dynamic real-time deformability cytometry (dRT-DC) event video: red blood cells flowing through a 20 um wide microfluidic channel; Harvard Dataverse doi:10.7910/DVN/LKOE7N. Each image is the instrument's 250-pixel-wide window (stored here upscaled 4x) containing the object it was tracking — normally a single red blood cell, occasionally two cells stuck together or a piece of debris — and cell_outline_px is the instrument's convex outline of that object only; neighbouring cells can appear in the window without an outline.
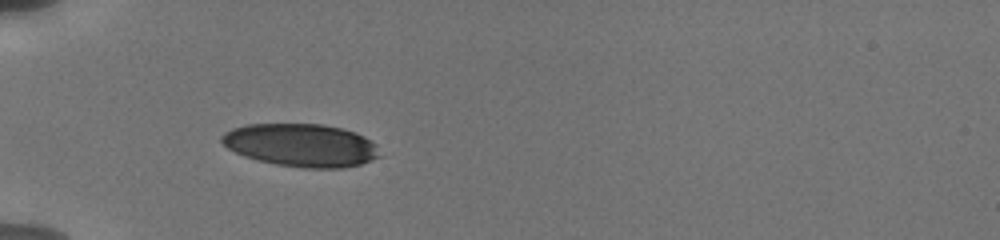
{"species": "human", "species_latin": "Homo sapiens", "temperature_condition": "cold", "stored_images_in_passage": 29, "camera_frame_rate_fps": 3000, "um_per_image_px": 0.085, "donor": {"sex": "male"}, "frame": {"image": 1, "passage_image": 1, "time_ms": 0.0, "image_size_px": [1000, 240], "cell_outline_px": [[380, 156], [372, 160], [360, 164], [344, 168], [304, 168], [276, 164], [244, 156], [228, 148], [220, 140], [220, 136], [224, 132], [232, 128], [244, 124], [324, 124], [356, 132], [364, 136], [376, 144]], "centroid_in_image_um": [25.6, 12.33], "position_along_channel_um": 59.4, "area_um2": 39.59}}
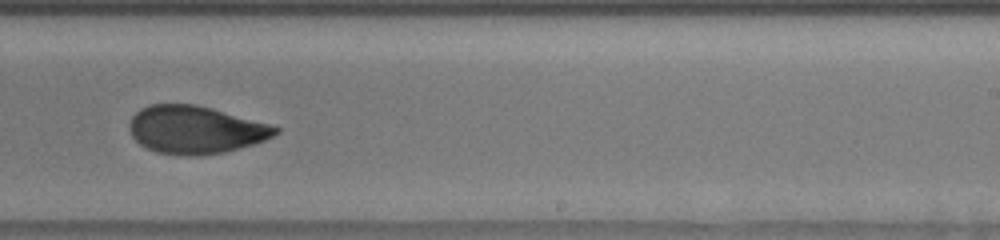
{"frame": {"image": 2, "passage_image": 15, "time_ms": 6.0, "image_size_px": [1000, 240], "cell_outline_px": [[280, 132], [264, 140], [252, 144], [224, 152], [200, 156], [188, 156], [156, 152], [140, 144], [132, 136], [128, 124], [132, 116], [140, 108], [148, 104], [196, 104], [212, 108], [268, 124], [280, 128]], "centroid_in_image_um": [16.58, 11.02], "position_along_channel_um": 272.4, "area_um2": 40.52}}
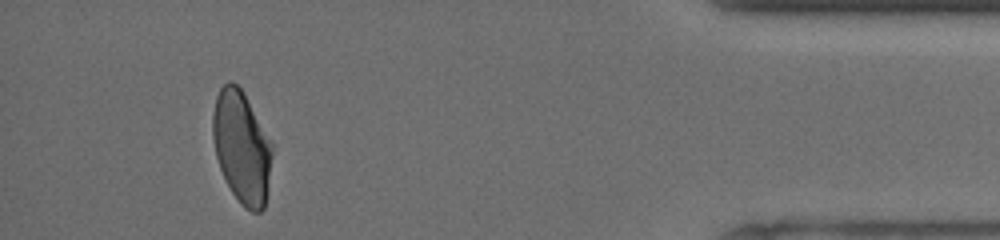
{"frame": {"image": 3, "passage_image": 26, "time_ms": 11.0, "image_size_px": [1000, 240], "cell_outline_px": [[272, 152], [264, 208], [260, 212], [252, 212], [244, 208], [240, 204], [232, 192], [220, 168], [216, 156], [212, 136], [212, 116], [216, 96], [220, 88], [228, 80], [232, 80], [244, 92], [272, 140]], "centroid_in_image_um": [20.54, 12.46], "position_along_channel_um": 414.7, "area_um2": 38.96}, "authors_computed_cell_mechanics": {"area_um2": 40.4022, "velocity_mm_per_s": 3.7819, "shape_relaxation_time_tau1_ms": 7.8977, "shape_relaxation_time_tau2_ms": 1.4968, "deformation_change_tau1": 0.1866, "deformation_change_tau2": 0.0679}}